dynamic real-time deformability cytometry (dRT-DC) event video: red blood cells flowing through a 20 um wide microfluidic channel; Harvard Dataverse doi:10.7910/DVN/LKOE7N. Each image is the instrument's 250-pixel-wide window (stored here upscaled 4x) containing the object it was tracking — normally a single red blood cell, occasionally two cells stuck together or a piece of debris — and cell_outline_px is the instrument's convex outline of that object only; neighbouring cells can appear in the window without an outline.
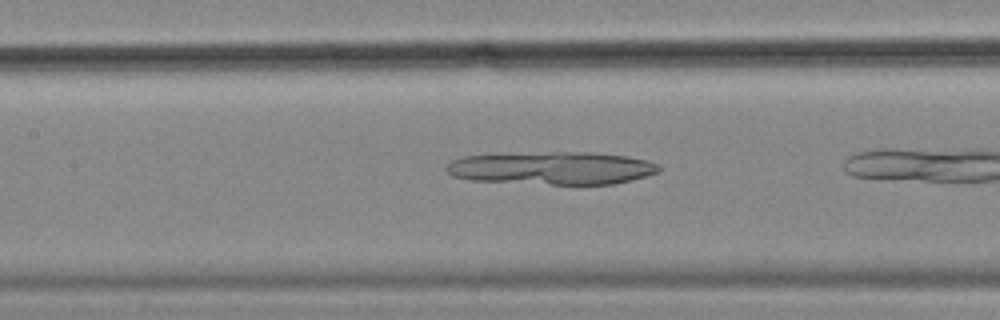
{"species": "common noctule bat (a hibernating species)", "species_latin": "Nyctalus noctula", "temperature_condition": "cold", "stored_images_in_passage": 23, "camera_frame_rate_fps": 3000, "um_per_image_px": 0.085, "animal": {"sex": "female", "body_mass_g": 18.4}, "frame": {"image": 1, "passage_image": 17, "time_ms": 5.333, "image_size_px": [1000, 320], "cell_outline_px": [[660, 172], [632, 180], [616, 184], [552, 184], [468, 180], [452, 176], [444, 168], [452, 160], [464, 156], [548, 152], [592, 152], [628, 156], [648, 160], [660, 164]], "centroid_in_image_um": [46.98, 14.29], "position_along_channel_um": 160.4, "area_um2": 40.81}}
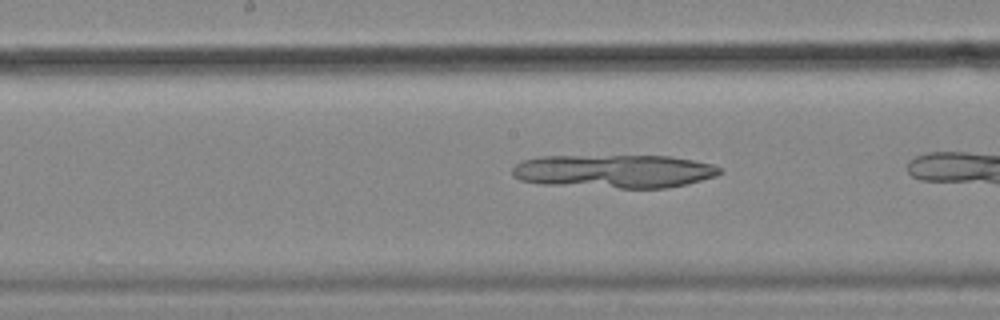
{"frame": {"image": 2, "passage_image": 20, "time_ms": 6.333, "image_size_px": [1000, 320], "cell_outline_px": [[724, 172], [716, 176], [668, 188], [620, 188], [540, 184], [520, 180], [512, 176], [512, 168], [516, 164], [524, 160], [540, 156], [668, 156], [692, 160], [712, 164], [720, 168]], "centroid_in_image_um": [52.18, 14.56], "position_along_channel_um": 196.0, "area_um2": 40.46}}